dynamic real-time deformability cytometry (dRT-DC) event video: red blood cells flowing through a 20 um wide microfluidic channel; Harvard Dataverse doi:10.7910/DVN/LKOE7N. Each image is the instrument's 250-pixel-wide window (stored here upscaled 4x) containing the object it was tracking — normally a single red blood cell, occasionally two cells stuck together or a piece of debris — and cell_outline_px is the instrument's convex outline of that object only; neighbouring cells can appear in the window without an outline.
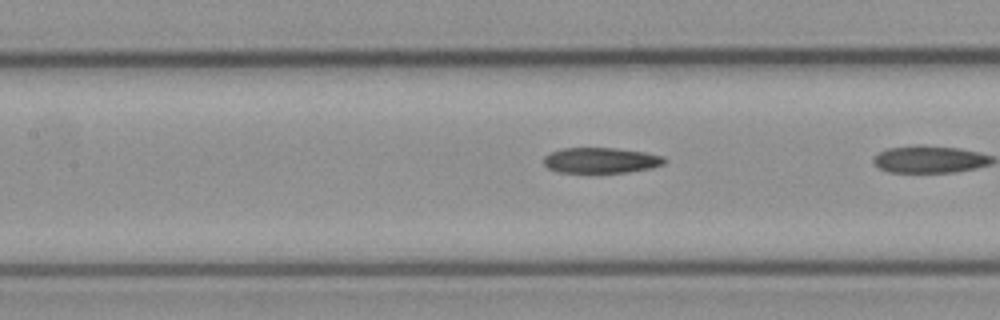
{"species": "common noctule bat (a hibernating species)", "species_latin": "Nyctalus noctula", "temperature_condition": "cold", "stored_images_in_passage": 5, "camera_frame_rate_fps": 3000, "um_per_image_px": 0.085, "animal": {"sex": "female", "body_mass_g": 21.9}, "frame": {"image": 1, "passage_image": 4, "time_ms": 1.0, "image_size_px": [1000, 320], "cell_outline_px": [[664, 164], [652, 168], [628, 172], [556, 172], [548, 168], [544, 164], [544, 156], [552, 152], [564, 148], [616, 148], [644, 152], [664, 156]], "centroid_in_image_um": [51.08, 13.63], "position_along_channel_um": 156.3, "area_um2": 17.86}}